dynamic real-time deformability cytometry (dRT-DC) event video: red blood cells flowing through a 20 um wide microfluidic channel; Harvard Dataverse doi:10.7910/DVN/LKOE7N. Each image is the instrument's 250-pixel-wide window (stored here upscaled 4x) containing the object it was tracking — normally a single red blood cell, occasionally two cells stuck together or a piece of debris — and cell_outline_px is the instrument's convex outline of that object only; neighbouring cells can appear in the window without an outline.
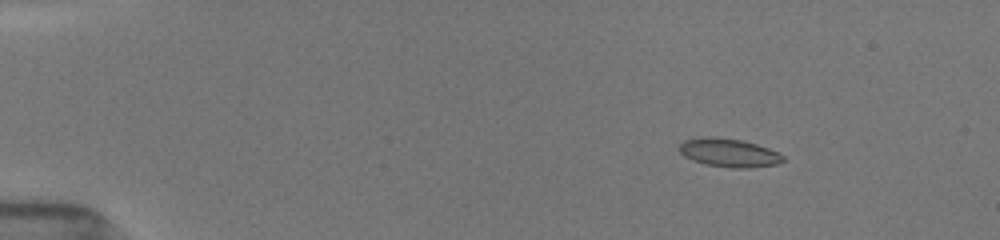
{"species": "common noctule bat (a hibernating species)", "species_latin": "Nyctalus noctula", "temperature_condition": "room temperature", "stored_images_in_passage": 46, "camera_frame_rate_fps": 3000, "um_per_image_px": 0.085, "animal": {"sex": "female", "body_mass_g": 19.5, "forearm_length_mm": 54.1}, "frame": {"image": 1, "passage_image": 1, "time_ms": 0.0, "image_size_px": [1000, 240], "cell_outline_px": [[784, 160], [780, 164], [748, 168], [732, 168], [708, 164], [692, 160], [684, 156], [680, 152], [680, 144], [684, 140], [700, 136], [716, 136], [744, 140], [768, 148], [784, 156]], "centroid_in_image_um": [61.96, 12.97], "position_along_channel_um": 23.0, "area_um2": 17.34}}
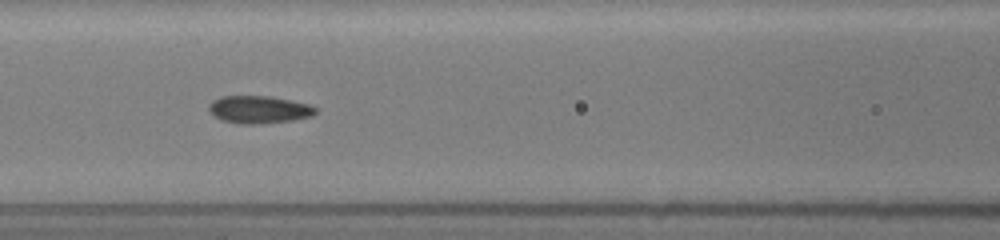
{"frame": {"image": 2, "passage_image": 18, "time_ms": 5.667, "image_size_px": [1000, 240], "cell_outline_px": [[316, 112], [312, 116], [292, 120], [256, 124], [236, 124], [220, 120], [212, 116], [208, 108], [208, 104], [212, 100], [220, 96], [272, 96], [312, 104], [316, 108]], "centroid_in_image_um": [21.98, 9.31], "position_along_channel_um": 144.6, "area_um2": 17.51}}
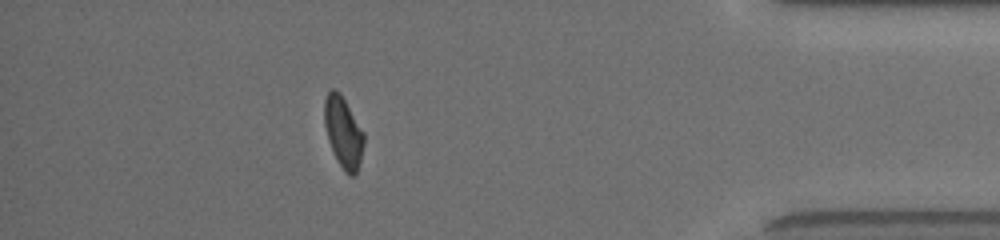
{"frame": {"image": 3, "passage_image": 41, "time_ms": 13.333, "image_size_px": [1000, 240], "cell_outline_px": [[364, 144], [360, 160], [356, 172], [352, 176], [348, 176], [344, 172], [328, 140], [324, 124], [324, 100], [328, 92], [332, 88], [340, 92], [364, 132]], "centroid_in_image_um": [29.18, 11.21], "position_along_channel_um": 406.0, "area_um2": 16.18}, "authors_computed_cell_mechanics": {"area_um2": 16.9065, "velocity_mm_per_s": 3.9137, "shape_relaxation_time_tau1_ms": null, "shape_relaxation_time_tau2_ms": 1.9446, "deformation_change_tau1": null, "deformation_change_tau2": 0.087}}